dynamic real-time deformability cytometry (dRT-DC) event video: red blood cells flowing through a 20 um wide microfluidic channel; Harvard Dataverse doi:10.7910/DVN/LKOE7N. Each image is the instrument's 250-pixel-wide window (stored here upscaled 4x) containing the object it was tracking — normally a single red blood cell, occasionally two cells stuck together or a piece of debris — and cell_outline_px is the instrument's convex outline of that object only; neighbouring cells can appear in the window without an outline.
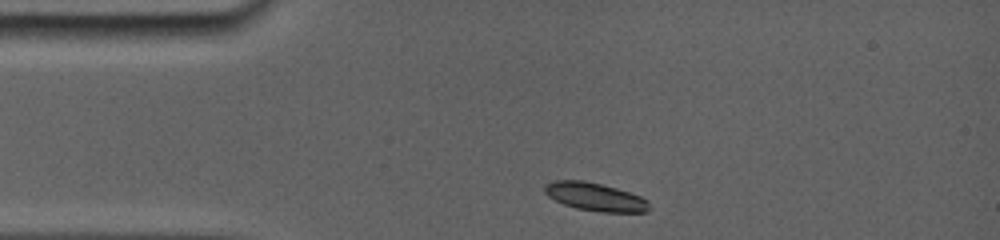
{"species": "common noctule bat (a hibernating species)", "species_latin": "Nyctalus noctula", "temperature_condition": "room temperature", "stored_images_in_passage": 46, "camera_frame_rate_fps": 5000, "um_per_image_px": 0.085, "animal": {"sex": "female", "body_mass_g": 19.0, "forearm_length_mm": 56.7}, "frame": {"image": 1, "passage_image": 1, "time_ms": 0.0, "image_size_px": [1000, 240], "cell_outline_px": [[652, 208], [648, 212], [600, 212], [576, 208], [564, 204], [548, 196], [544, 192], [544, 184], [552, 180], [584, 180], [616, 188], [640, 196], [648, 200]], "centroid_in_image_um": [50.6, 16.73], "position_along_channel_um": 34.4, "area_um2": 17.28}}
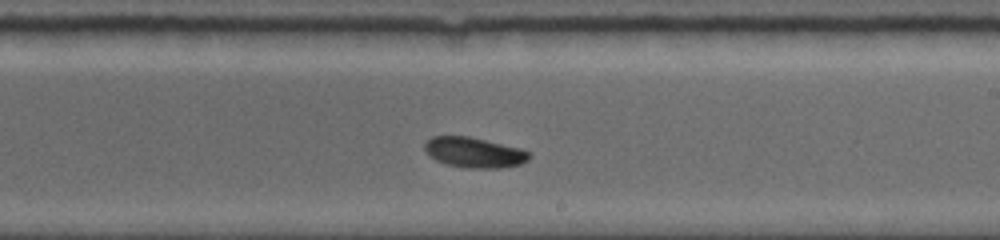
{"frame": {"image": 2, "passage_image": 26, "time_ms": 6.4, "image_size_px": [1000, 240], "cell_outline_px": [[532, 156], [528, 160], [520, 164], [500, 168], [468, 168], [448, 164], [436, 160], [424, 148], [424, 144], [432, 136], [468, 136], [524, 148]], "centroid_in_image_um": [40.37, 12.95], "position_along_channel_um": 248.6, "area_um2": 18.44}}
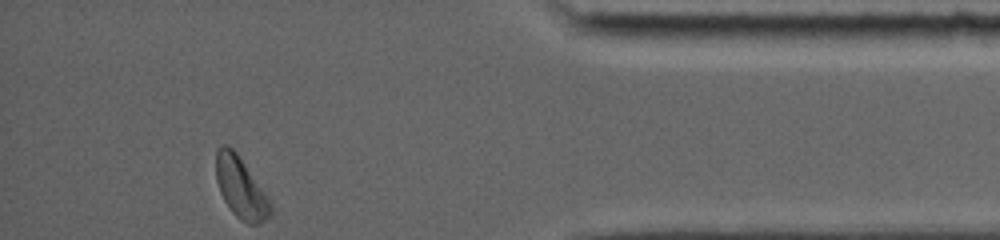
{"frame": {"image": 3, "passage_image": 46, "time_ms": 11.4, "image_size_px": [1000, 240], "cell_outline_px": [[272, 212], [260, 224], [248, 224], [240, 220], [232, 212], [224, 200], [220, 192], [216, 180], [216, 148], [220, 144], [228, 144], [236, 152], [272, 204]], "centroid_in_image_um": [20.43, 15.95], "position_along_channel_um": 414.8, "area_um2": 19.19}, "authors_computed_cell_mechanics": {"area_um2": 18.3804, "velocity_mm_per_s": 3.8416, "shape_relaxation_time_tau1_ms": 2.393, "shape_relaxation_time_tau2_ms": null, "deformation_change_tau1": 0.1141, "deformation_change_tau2": null}}